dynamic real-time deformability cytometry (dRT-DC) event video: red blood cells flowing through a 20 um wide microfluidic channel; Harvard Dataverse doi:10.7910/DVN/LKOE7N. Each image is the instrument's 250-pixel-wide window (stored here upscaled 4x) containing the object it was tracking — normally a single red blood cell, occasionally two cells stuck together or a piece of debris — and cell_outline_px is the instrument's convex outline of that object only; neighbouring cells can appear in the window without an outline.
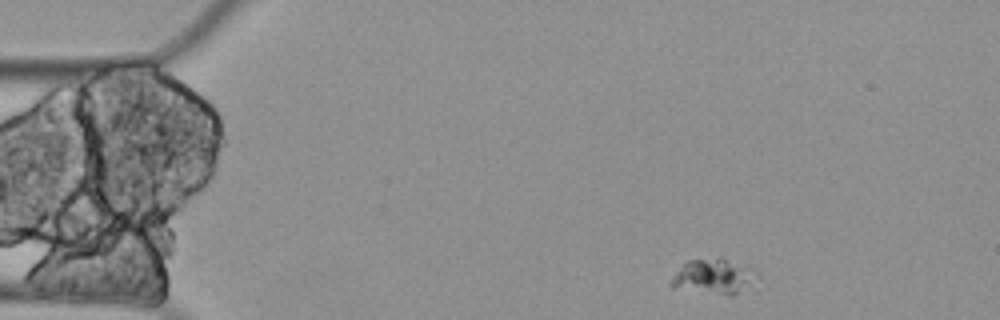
{"species": "Egyptian fruit bat (a non-hibernating species)", "species_latin": "Rousettus aegyptiacus", "temperature_condition": "cold", "stored_images_in_passage": 53, "camera_frame_rate_fps": 3000, "um_per_image_px": 0.085, "animal": {"sex": "female"}, "frame": {"image": 1, "passage_image": 1, "time_ms": 0.0, "image_size_px": [1000, 320], "cell_outline_px": [[740, 280], [736, 292], [732, 296], [728, 296], [672, 288], [668, 284], [676, 272], [688, 260], [720, 256], [732, 268]], "centroid_in_image_um": [60.06, 23.54], "position_along_channel_um": 24.9, "area_um2": 14.39}}
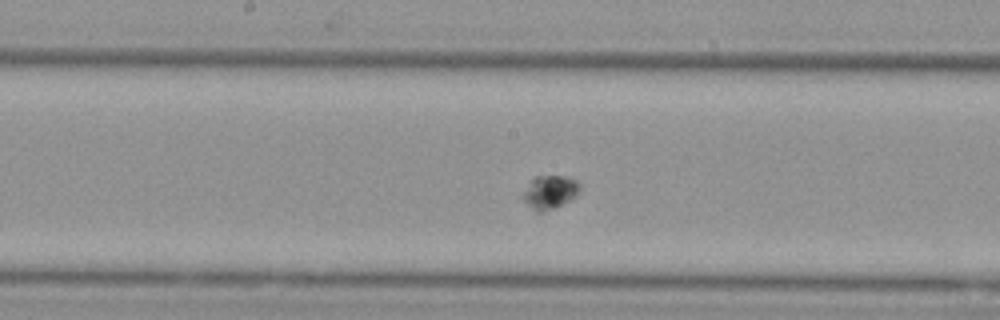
{"frame": {"image": 2, "passage_image": 23, "time_ms": 7.333, "image_size_px": [1000, 320], "cell_outline_px": [[580, 188], [576, 196], [572, 200], [556, 208], [544, 212], [536, 212], [520, 196], [532, 176], [564, 176], [576, 180], [580, 184]], "centroid_in_image_um": [46.72, 16.33], "position_along_channel_um": 201.5, "area_um2": 11.39}}
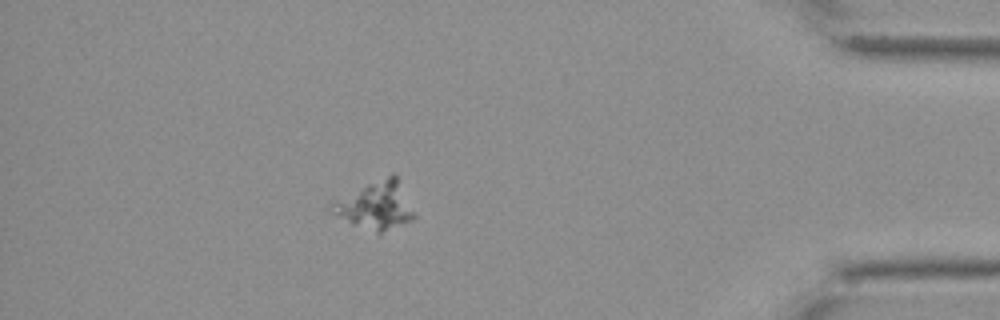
{"frame": {"image": 3, "passage_image": 46, "time_ms": 15.0, "image_size_px": [1000, 320], "cell_outline_px": [[416, 216], [412, 220], [380, 232], [376, 232], [352, 224], [336, 216], [328, 208], [328, 204], [392, 172], [396, 172]], "centroid_in_image_um": [31.95, 17.44], "position_along_channel_um": 403.3, "area_um2": 22.54}}